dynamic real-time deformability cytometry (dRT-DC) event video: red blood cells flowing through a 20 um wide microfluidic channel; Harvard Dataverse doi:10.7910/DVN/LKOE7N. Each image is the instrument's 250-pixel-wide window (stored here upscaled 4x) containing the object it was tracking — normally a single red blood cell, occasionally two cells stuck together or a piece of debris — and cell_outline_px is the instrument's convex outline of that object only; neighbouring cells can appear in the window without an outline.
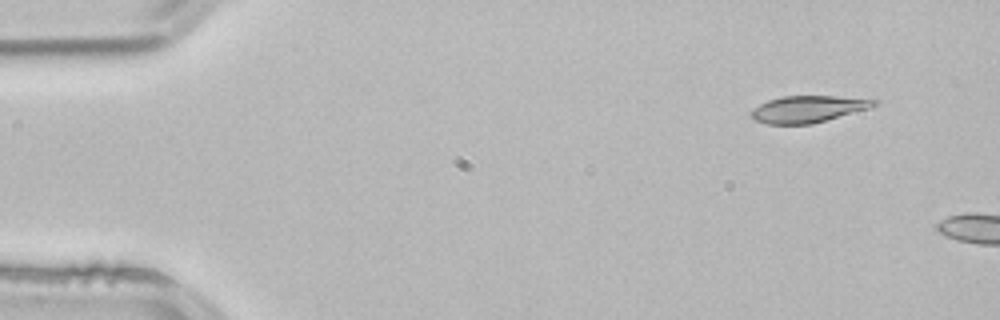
{"species": "common noctule bat (a hibernating species)", "species_latin": "Nyctalus noctula", "temperature_condition": "room temperature", "stored_images_in_passage": 2, "camera_frame_rate_fps": 3000, "um_per_image_px": 0.085, "animal": {"sex": "male", "body_mass_g": 21.5, "forearm_length_mm": 52.0}, "frame": {"image": 1, "passage_image": 1, "time_ms": 0.0, "image_size_px": [1000, 320], "cell_outline_px": [[880, 104], [872, 108], [812, 124], [768, 124], [756, 120], [748, 112], [752, 108], [768, 100], [784, 96], [836, 96], [880, 100]], "centroid_in_image_um": [68.73, 9.27], "position_along_channel_um": 16.3, "area_um2": 19.36}}